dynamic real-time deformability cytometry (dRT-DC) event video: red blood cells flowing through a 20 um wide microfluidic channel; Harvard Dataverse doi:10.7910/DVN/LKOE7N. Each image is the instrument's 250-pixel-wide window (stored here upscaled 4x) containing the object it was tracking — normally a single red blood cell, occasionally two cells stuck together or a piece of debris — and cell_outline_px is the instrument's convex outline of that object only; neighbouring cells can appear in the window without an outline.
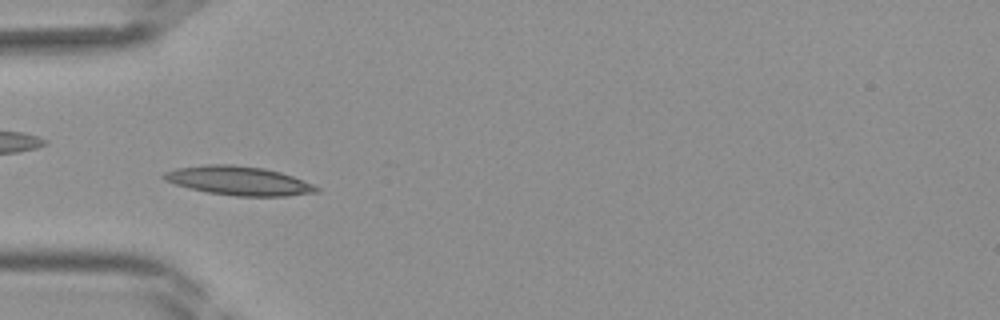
{"species": "Egyptian fruit bat (a non-hibernating species)", "species_latin": "Rousettus aegyptiacus", "temperature_condition": "room temperature", "stored_images_in_passage": 38, "camera_frame_rate_fps": 3000, "um_per_image_px": 0.085, "frame": {"image": 1, "passage_image": 10, "time_ms": 3.0, "image_size_px": [1000, 320], "cell_outline_px": [[320, 192], [284, 196], [236, 196], [208, 192], [188, 188], [164, 180], [160, 176], [164, 172], [176, 168], [208, 164], [232, 164], [264, 168], [280, 172], [292, 176], [312, 184], [320, 188]], "centroid_in_image_um": [20.27, 15.36], "position_along_channel_um": 64.7, "area_um2": 25.72}}
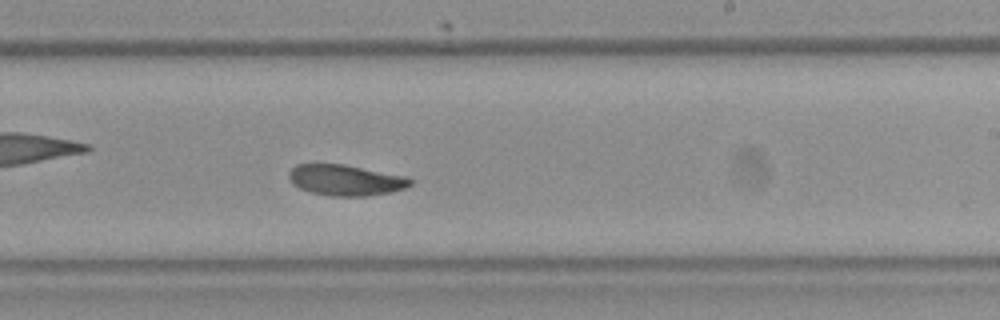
{"frame": {"image": 2, "passage_image": 22, "time_ms": 7.0, "image_size_px": [1000, 320], "cell_outline_px": [[412, 184], [404, 188], [392, 192], [368, 196], [332, 196], [312, 192], [300, 188], [292, 184], [288, 176], [288, 172], [296, 164], [344, 164], [408, 176], [412, 180]], "centroid_in_image_um": [29.4, 15.3], "position_along_channel_um": 259.6, "area_um2": 21.96}}
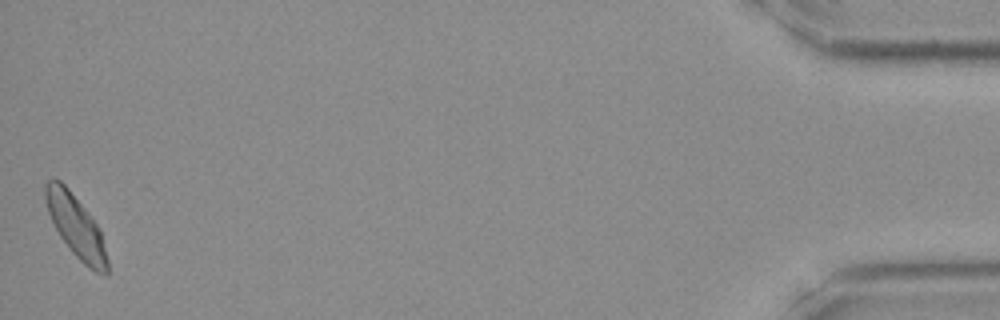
{"frame": {"image": 3, "passage_image": 38, "time_ms": 12.333, "image_size_px": [1000, 320], "cell_outline_px": [[108, 276], [104, 276], [88, 268], [72, 252], [60, 236], [48, 212], [44, 196], [44, 184], [48, 180], [60, 180], [68, 188], [100, 228], [108, 260]], "centroid_in_image_um": [6.47, 19.27], "position_along_channel_um": 428.7, "area_um2": 22.25}}